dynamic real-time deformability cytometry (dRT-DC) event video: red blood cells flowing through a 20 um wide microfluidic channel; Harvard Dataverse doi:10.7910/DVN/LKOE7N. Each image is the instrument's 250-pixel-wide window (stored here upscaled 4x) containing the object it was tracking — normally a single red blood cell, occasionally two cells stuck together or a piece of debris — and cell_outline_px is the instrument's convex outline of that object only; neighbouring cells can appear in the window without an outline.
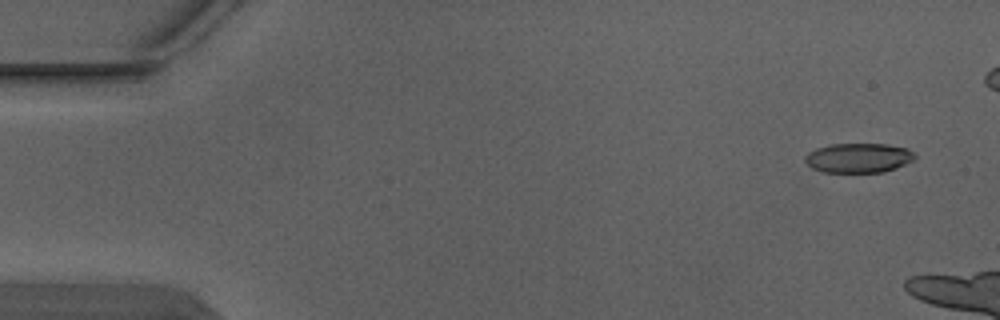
{"species": "Egyptian fruit bat (a non-hibernating species)", "species_latin": "Rousettus aegyptiacus", "temperature_condition": "warm", "stored_images_in_passage": 6, "camera_frame_rate_fps": 3000, "um_per_image_px": 0.085, "animal": {"sex": "male"}, "frame": {"image": 1, "passage_image": 1, "time_ms": 0.0, "image_size_px": [1000, 320], "cell_outline_px": [[916, 156], [912, 160], [896, 168], [884, 172], [820, 172], [812, 168], [804, 160], [804, 156], [808, 152], [816, 148], [828, 144], [888, 144], [908, 148], [916, 152]], "centroid_in_image_um": [72.96, 13.41], "position_along_channel_um": 12.0, "area_um2": 19.13}}